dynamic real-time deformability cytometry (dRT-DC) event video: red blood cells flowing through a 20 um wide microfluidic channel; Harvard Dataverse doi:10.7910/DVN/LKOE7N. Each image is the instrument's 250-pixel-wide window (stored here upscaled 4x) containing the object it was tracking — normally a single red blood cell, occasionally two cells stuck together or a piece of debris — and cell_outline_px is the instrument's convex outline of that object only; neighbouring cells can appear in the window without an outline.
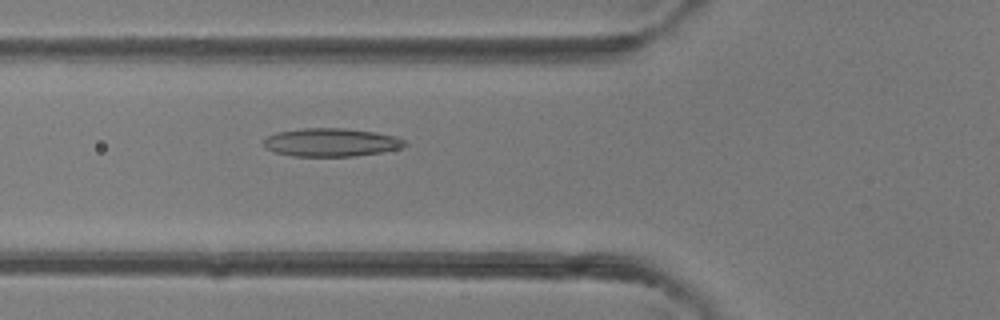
{"species": "common noctule bat (a hibernating species)", "species_latin": "Nyctalus noctula", "temperature_condition": "room temperature", "stored_images_in_passage": 41, "camera_frame_rate_fps": 3000, "um_per_image_px": 0.085, "animal": {"sex": "female"}, "frame": {"image": 1, "passage_image": 15, "time_ms": 4.667, "image_size_px": [1000, 320], "cell_outline_px": [[408, 144], [400, 148], [380, 152], [356, 156], [292, 156], [276, 152], [264, 148], [264, 140], [268, 136], [276, 132], [304, 128], [344, 128], [376, 132], [396, 136], [404, 140]], "centroid_in_image_um": [28.15, 12.1], "position_along_channel_um": 97.7, "area_um2": 23.24}}
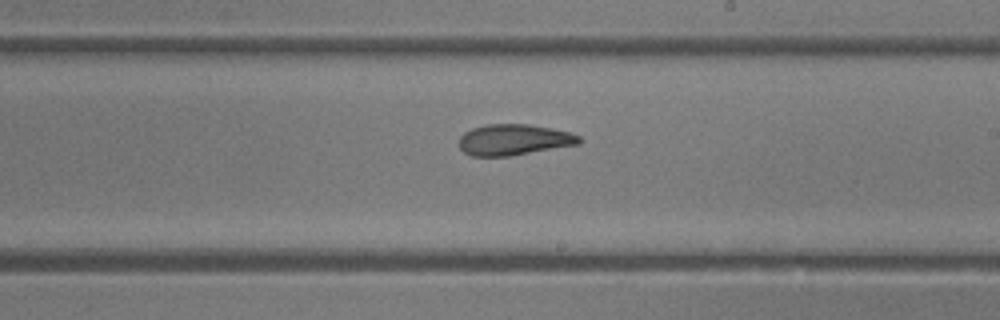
{"frame": {"image": 2, "passage_image": 24, "time_ms": 7.667, "image_size_px": [1000, 320], "cell_outline_px": [[584, 140], [580, 144], [508, 156], [472, 156], [464, 152], [460, 148], [460, 136], [464, 132], [472, 128], [488, 124], [528, 124], [552, 128], [568, 132], [580, 136]], "centroid_in_image_um": [43.7, 11.87], "position_along_channel_um": 245.3, "area_um2": 21.68}}
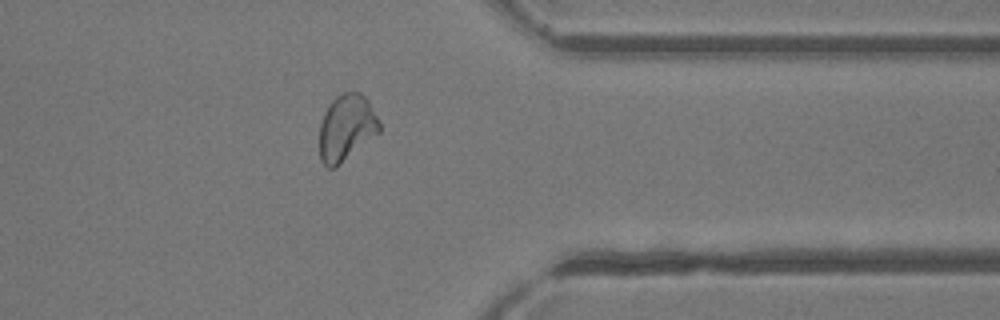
{"frame": {"image": 3, "passage_image": 33, "time_ms": 10.667, "image_size_px": [1000, 320], "cell_outline_px": [[380, 132], [336, 168], [328, 168], [320, 160], [320, 124], [324, 112], [328, 104], [336, 96], [344, 92], [360, 92], [368, 100], [380, 124]], "centroid_in_image_um": [29.43, 10.87], "position_along_channel_um": 382.0, "area_um2": 23.24}}